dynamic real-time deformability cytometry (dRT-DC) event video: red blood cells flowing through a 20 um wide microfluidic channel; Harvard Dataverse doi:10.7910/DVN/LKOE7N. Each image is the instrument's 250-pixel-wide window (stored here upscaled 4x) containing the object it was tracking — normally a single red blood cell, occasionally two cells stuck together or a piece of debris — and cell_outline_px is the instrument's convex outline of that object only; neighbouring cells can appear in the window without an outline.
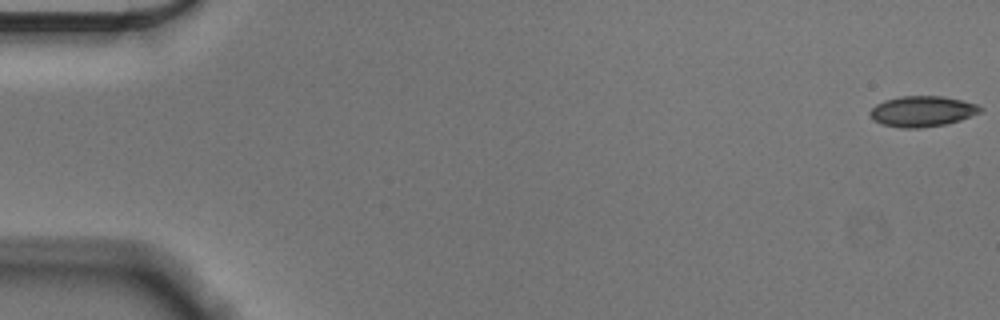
{"species": "Egyptian fruit bat (a non-hibernating species)", "species_latin": "Rousettus aegyptiacus", "temperature_condition": "cold", "stored_images_in_passage": 56, "camera_frame_rate_fps": 3000, "um_per_image_px": 0.085, "animal": {"sex": "male"}, "frame": {"image": 1, "passage_image": 1, "time_ms": 0.0, "image_size_px": [1000, 320], "cell_outline_px": [[984, 108], [980, 112], [960, 120], [948, 124], [920, 128], [900, 128], [884, 124], [872, 120], [868, 112], [876, 104], [884, 100], [900, 96], [944, 96], [976, 104]], "centroid_in_image_um": [78.37, 9.46], "position_along_channel_um": 6.6, "area_um2": 19.77}}
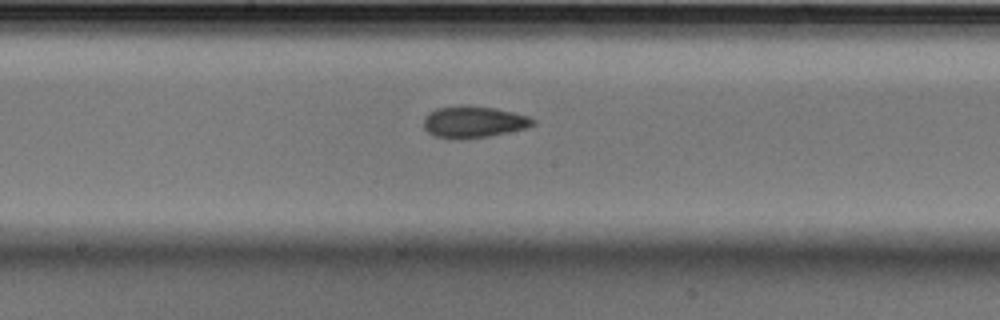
{"frame": {"image": 2, "passage_image": 30, "time_ms": 9.667, "image_size_px": [1000, 320], "cell_outline_px": [[536, 124], [528, 128], [488, 136], [460, 140], [432, 136], [424, 128], [424, 120], [428, 112], [436, 108], [460, 104], [496, 108], [528, 116], [536, 120]], "centroid_in_image_um": [40.24, 10.36], "position_along_channel_um": 208.0, "area_um2": 20.52}}
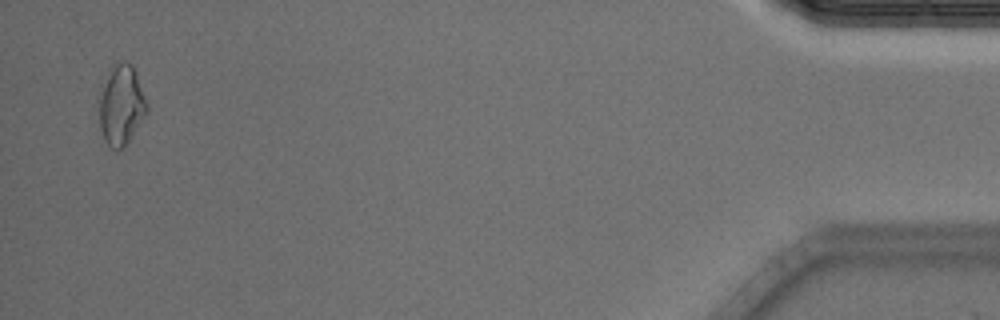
{"frame": {"image": 3, "passage_image": 55, "time_ms": 18.0, "image_size_px": [1000, 320], "cell_outline_px": [[148, 112], [128, 140], [120, 148], [112, 148], [104, 140], [100, 128], [100, 84], [108, 68], [124, 60], [132, 64], [136, 72], [148, 104]], "centroid_in_image_um": [10.3, 8.84], "position_along_channel_um": 424.9, "area_um2": 22.31}, "authors_computed_cell_mechanics": {"area_um2": 19.941, "velocity_mm_per_s": 3.5887, "shape_relaxation_time_tau1_ms": 7.2565, "shape_relaxation_time_tau2_ms": 2.6597, "deformation_change_tau1": 0.1248, "deformation_change_tau2": 0.081}}